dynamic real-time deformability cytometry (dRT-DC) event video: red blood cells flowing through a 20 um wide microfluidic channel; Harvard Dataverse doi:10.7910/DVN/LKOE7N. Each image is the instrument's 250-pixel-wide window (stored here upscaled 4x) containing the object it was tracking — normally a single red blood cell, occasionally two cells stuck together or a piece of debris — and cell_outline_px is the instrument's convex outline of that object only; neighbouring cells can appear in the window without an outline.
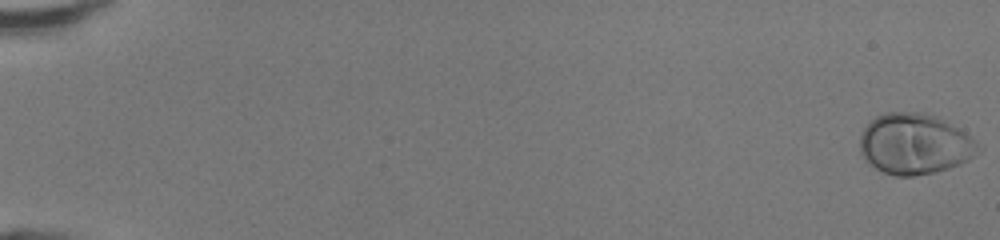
{"species": "human", "species_latin": "Homo sapiens", "temperature_condition": "room temperature", "stored_images_in_passage": 47, "camera_frame_rate_fps": 3000, "um_per_image_px": 0.085, "donor": {"sex": "female"}, "frame": {"image": 1, "passage_image": 1, "time_ms": 0.0, "image_size_px": [1000, 240], "cell_outline_px": [[984, 148], [968, 160], [960, 164], [948, 168], [932, 172], [912, 176], [896, 176], [884, 172], [876, 168], [864, 160], [860, 152], [860, 132], [876, 116], [884, 112], [924, 112], [936, 116], [964, 132], [976, 140]], "centroid_in_image_um": [77.75, 12.23], "position_along_channel_um": 7.3, "area_um2": 41.96}}
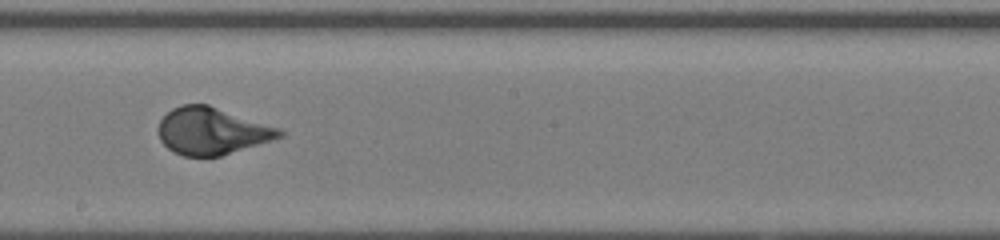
{"frame": {"image": 2, "passage_image": 30, "time_ms": 9.667, "image_size_px": [1000, 240], "cell_outline_px": [[284, 136], [272, 140], [220, 156], [184, 156], [168, 148], [160, 140], [156, 128], [160, 120], [172, 108], [180, 104], [208, 104], [280, 128], [284, 132]], "centroid_in_image_um": [17.99, 11.13], "position_along_channel_um": 230.2, "area_um2": 33.18}}
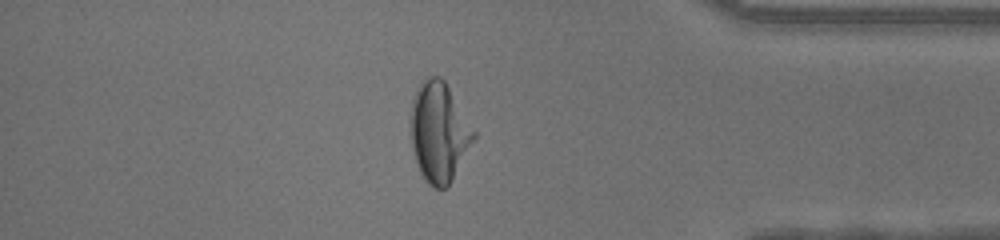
{"frame": {"image": 3, "passage_image": 43, "time_ms": 14.0, "image_size_px": [1000, 240], "cell_outline_px": [[476, 136], [448, 188], [432, 188], [428, 184], [420, 172], [416, 164], [408, 132], [408, 116], [412, 100], [416, 88], [428, 76], [440, 76], [444, 80], [476, 132]], "centroid_in_image_um": [37.26, 11.23], "position_along_channel_um": 397.9, "area_um2": 37.28}}